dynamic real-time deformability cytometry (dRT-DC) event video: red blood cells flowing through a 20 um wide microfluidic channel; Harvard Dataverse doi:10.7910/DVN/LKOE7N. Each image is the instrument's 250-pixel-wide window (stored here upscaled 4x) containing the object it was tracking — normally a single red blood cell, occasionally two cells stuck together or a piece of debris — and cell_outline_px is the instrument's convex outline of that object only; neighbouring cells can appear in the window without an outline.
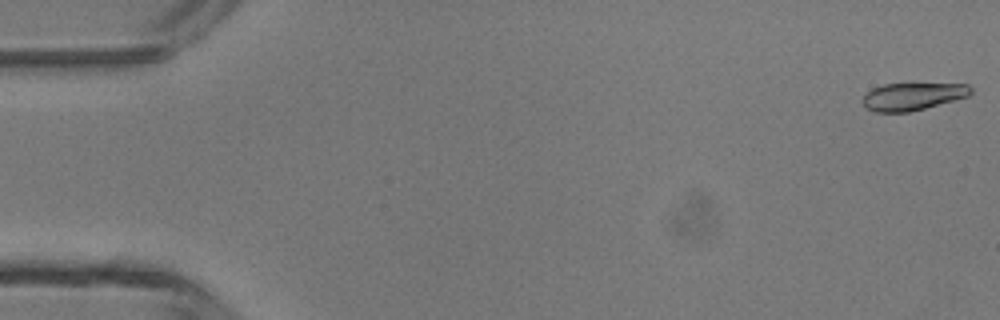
{"species": "common noctule bat (a hibernating species)", "species_latin": "Nyctalus noctula", "temperature_condition": "room temperature", "stored_images_in_passage": 44, "camera_frame_rate_fps": 3000, "um_per_image_px": 0.085, "animal": {"sex": "male", "body_mass_g": 13.3}, "frame": {"image": 1, "passage_image": 1, "time_ms": 0.0, "image_size_px": [1000, 320], "cell_outline_px": [[972, 92], [968, 96], [924, 108], [908, 112], [876, 112], [868, 108], [864, 104], [864, 96], [872, 88], [884, 84], [912, 80], [968, 84], [972, 88]], "centroid_in_image_um": [77.64, 8.11], "position_along_channel_um": 7.4, "area_um2": 18.15}}
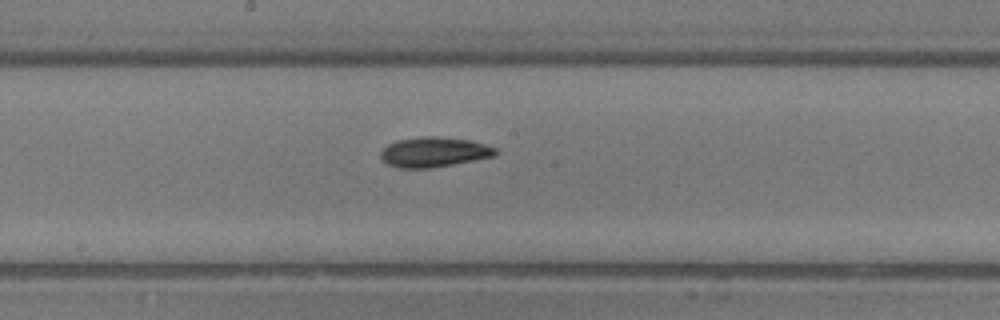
{"frame": {"image": 2, "passage_image": 25, "time_ms": 8.0, "image_size_px": [1000, 320], "cell_outline_px": [[500, 152], [496, 156], [432, 168], [396, 168], [380, 160], [380, 152], [388, 144], [396, 140], [420, 136], [436, 136], [468, 140], [484, 144], [496, 148]], "centroid_in_image_um": [36.87, 12.93], "position_along_channel_um": 211.3, "area_um2": 20.29}}
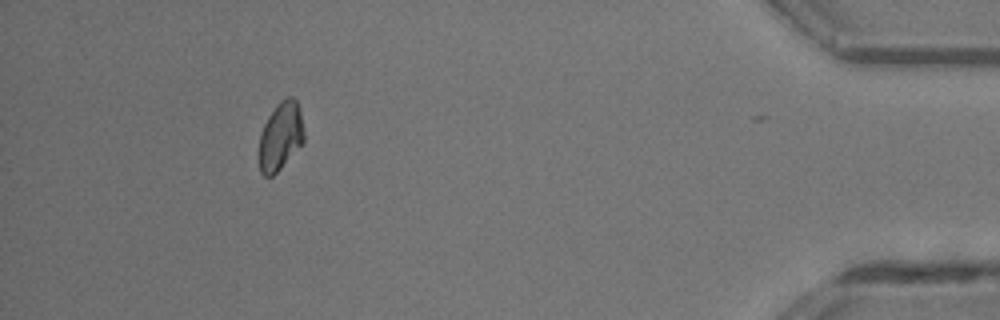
{"frame": {"image": 3, "passage_image": 43, "time_ms": 14.0, "image_size_px": [1000, 320], "cell_outline_px": [[304, 144], [272, 176], [264, 176], [260, 172], [260, 132], [268, 116], [276, 104], [284, 96], [292, 96], [296, 100], [300, 108], [304, 132]], "centroid_in_image_um": [23.87, 11.54], "position_along_channel_um": 411.3, "area_um2": 18.03}, "authors_computed_cell_mechanics": {"area_um2": 19.3052, "velocity_mm_per_s": 4.3999, "shape_relaxation_time_tau1_ms": 3.1447, "shape_relaxation_time_tau2_ms": null, "deformation_change_tau1": 0.1021, "deformation_change_tau2": null}}